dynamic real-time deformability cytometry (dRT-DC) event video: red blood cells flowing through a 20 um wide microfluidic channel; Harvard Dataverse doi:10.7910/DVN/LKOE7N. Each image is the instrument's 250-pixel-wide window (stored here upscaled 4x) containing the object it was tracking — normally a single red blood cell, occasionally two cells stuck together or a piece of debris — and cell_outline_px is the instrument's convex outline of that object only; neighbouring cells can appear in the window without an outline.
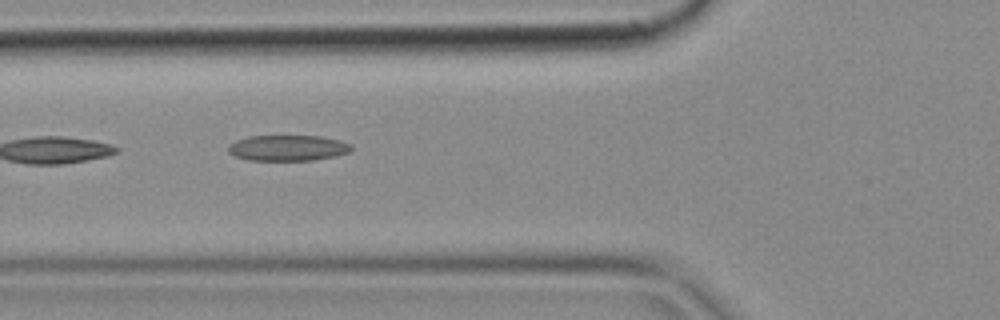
{"species": "common noctule bat (a hibernating species)", "species_latin": "Nyctalus noctula", "temperature_condition": "cold", "stored_images_in_passage": 5, "camera_frame_rate_fps": 3000, "um_per_image_px": 0.085, "animal": {"sex": "female", "body_mass_g": 18.4}, "frame": {"image": 1, "passage_image": 3, "time_ms": 0.667, "image_size_px": [1000, 320], "cell_outline_px": [[352, 148], [348, 152], [336, 156], [312, 160], [248, 160], [236, 156], [228, 152], [228, 144], [236, 140], [248, 136], [320, 136], [340, 140], [352, 144]], "centroid_in_image_um": [24.46, 12.57], "position_along_channel_um": 101.3, "area_um2": 18.5}}
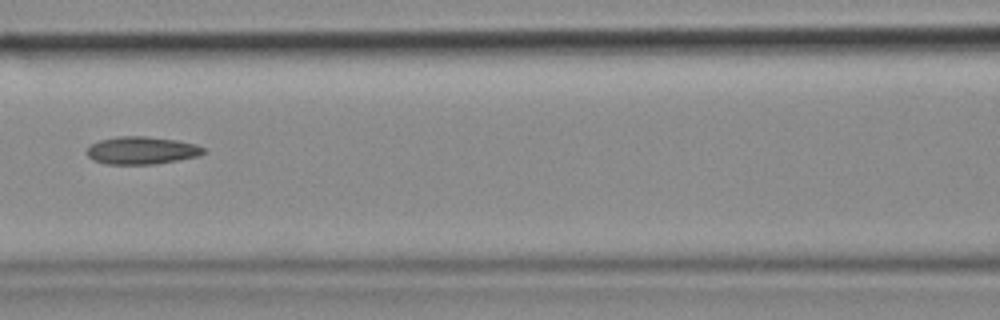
{"frame": {"image": 2, "passage_image": 4, "time_ms": 1.0, "image_size_px": [1000, 320], "cell_outline_px": [[208, 152], [200, 156], [180, 160], [156, 164], [108, 164], [92, 160], [88, 156], [88, 148], [92, 144], [100, 140], [116, 136], [148, 136], [176, 140], [196, 144], [204, 148]], "centroid_in_image_um": [12.1, 12.79], "position_along_channel_um": 154.5, "area_um2": 18.96}}